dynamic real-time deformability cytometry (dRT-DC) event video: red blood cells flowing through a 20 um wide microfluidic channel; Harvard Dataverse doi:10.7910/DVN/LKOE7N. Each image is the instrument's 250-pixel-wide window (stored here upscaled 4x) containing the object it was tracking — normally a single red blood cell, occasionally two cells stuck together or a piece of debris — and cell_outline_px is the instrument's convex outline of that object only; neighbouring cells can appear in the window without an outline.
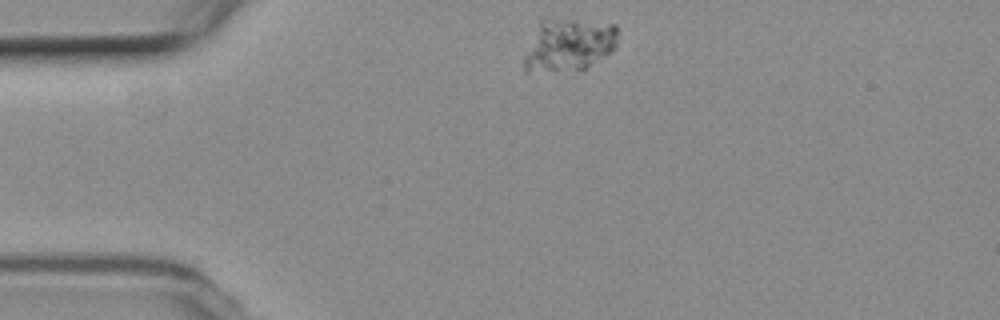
{"species": "common noctule bat (a hibernating species)", "species_latin": "Nyctalus noctula", "temperature_condition": "room temperature", "stored_images_in_passage": 46, "camera_frame_rate_fps": 3000, "um_per_image_px": 0.085, "animal": {"sex": "female", "body_mass_g": 19.3, "forearm_length_mm": 54.1}, "frame": {"image": 1, "passage_image": 1, "time_ms": 0.0, "image_size_px": [1000, 320], "cell_outline_px": [[616, 48], [612, 52], [584, 68], [528, 72], [524, 72], [524, 56], [540, 20], [544, 16], [616, 24]], "centroid_in_image_um": [48.33, 3.76], "position_along_channel_um": 36.7, "area_um2": 28.67}}
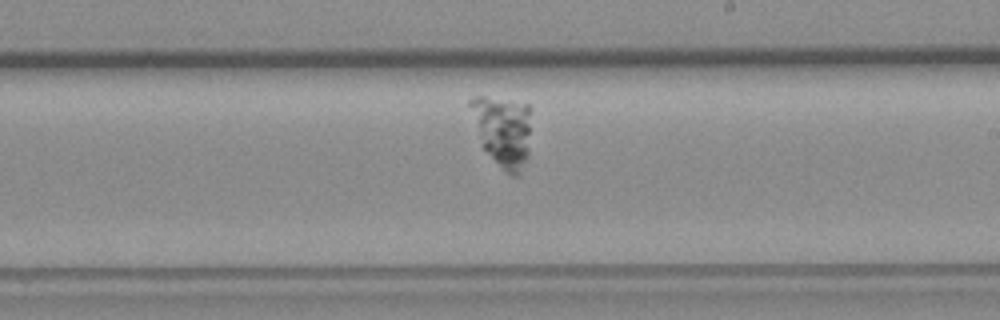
{"frame": {"image": 2, "passage_image": 22, "time_ms": 7.0, "image_size_px": [1000, 320], "cell_outline_px": [[528, 156], [520, 176], [512, 176], [484, 148], [468, 104], [468, 100], [476, 96], [484, 96], [528, 104]], "centroid_in_image_um": [42.74, 11.1], "position_along_channel_um": 246.3, "area_um2": 24.1}}
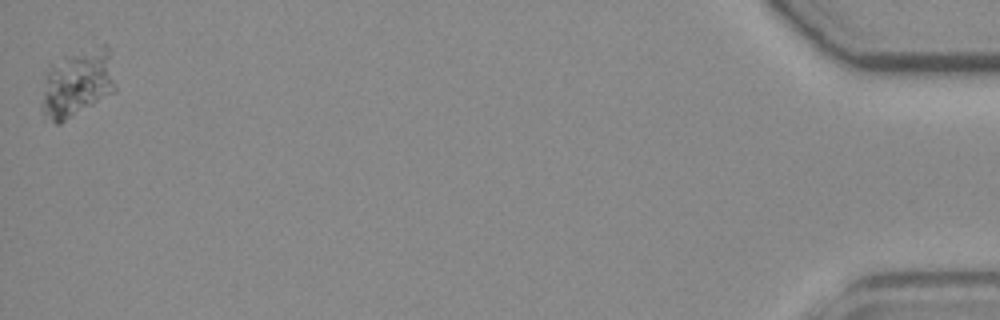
{"frame": {"image": 3, "passage_image": 46, "time_ms": 15.0, "image_size_px": [1000, 320], "cell_outline_px": [[116, 88], [112, 92], [60, 124], [56, 124], [40, 112], [40, 104], [44, 72], [52, 64], [68, 56], [104, 44], [108, 44]], "centroid_in_image_um": [6.52, 7.09], "position_along_channel_um": 428.7, "area_um2": 28.9}}